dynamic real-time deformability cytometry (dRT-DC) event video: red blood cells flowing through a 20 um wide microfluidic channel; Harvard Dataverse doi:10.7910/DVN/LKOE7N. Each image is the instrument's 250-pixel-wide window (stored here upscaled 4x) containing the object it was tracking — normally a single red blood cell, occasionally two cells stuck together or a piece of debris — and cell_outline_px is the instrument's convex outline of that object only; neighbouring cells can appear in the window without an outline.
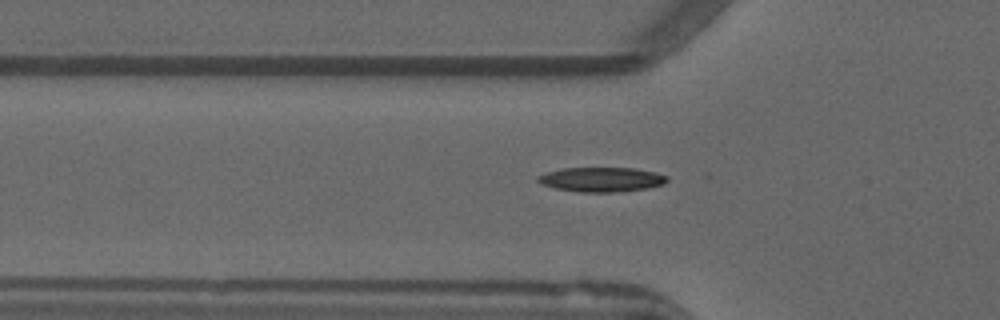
{"species": "common noctule bat (a hibernating species)", "species_latin": "Nyctalus noctula", "temperature_condition": "warm", "stored_images_in_passage": 43, "camera_frame_rate_fps": 3000, "um_per_image_px": 0.085, "animal": {"sex": "male", "forearm_length_mm": 52.5}, "frame": {"image": 1, "passage_image": 8, "time_ms": 2.333, "image_size_px": [1000, 320], "cell_outline_px": [[668, 180], [664, 184], [648, 188], [612, 192], [580, 192], [556, 188], [540, 184], [536, 180], [536, 176], [544, 172], [564, 168], [636, 168], [656, 172], [668, 176]], "centroid_in_image_um": [51.11, 15.25], "position_along_channel_um": 74.7, "area_um2": 18.61}}
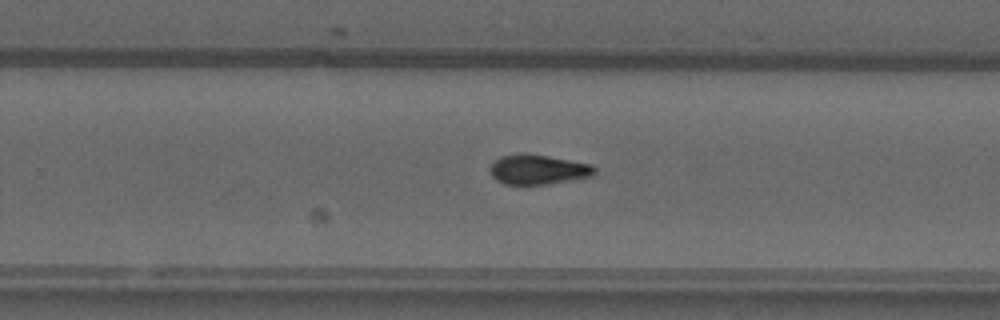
{"frame": {"image": 2, "passage_image": 24, "time_ms": 7.667, "image_size_px": [1000, 320], "cell_outline_px": [[596, 172], [592, 176], [548, 184], [504, 184], [496, 180], [492, 176], [488, 168], [500, 156], [520, 152], [528, 152], [592, 164], [596, 168]], "centroid_in_image_um": [45.72, 14.38], "position_along_channel_um": 284.1, "area_um2": 18.44}}
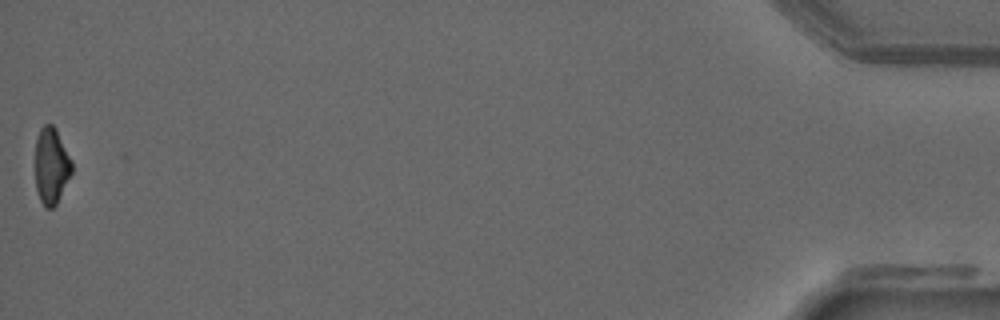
{"frame": {"image": 3, "passage_image": 43, "time_ms": 14.0, "image_size_px": [1000, 320], "cell_outline_px": [[72, 172], [56, 204], [52, 208], [44, 208], [40, 200], [36, 188], [36, 140], [40, 128], [44, 124], [52, 124], [56, 128], [72, 160]], "centroid_in_image_um": [4.37, 14.08], "position_along_channel_um": 430.8, "area_um2": 16.24}, "authors_computed_cell_mechanics": {"area_um2": 17.7446, "velocity_mm_per_s": 3.9156, "shape_relaxation_time_tau1_ms": 7.017, "shape_relaxation_time_tau2_ms": 5.1151, "deformation_change_tau1": 0.2221, "deformation_change_tau2": 0.1049}}